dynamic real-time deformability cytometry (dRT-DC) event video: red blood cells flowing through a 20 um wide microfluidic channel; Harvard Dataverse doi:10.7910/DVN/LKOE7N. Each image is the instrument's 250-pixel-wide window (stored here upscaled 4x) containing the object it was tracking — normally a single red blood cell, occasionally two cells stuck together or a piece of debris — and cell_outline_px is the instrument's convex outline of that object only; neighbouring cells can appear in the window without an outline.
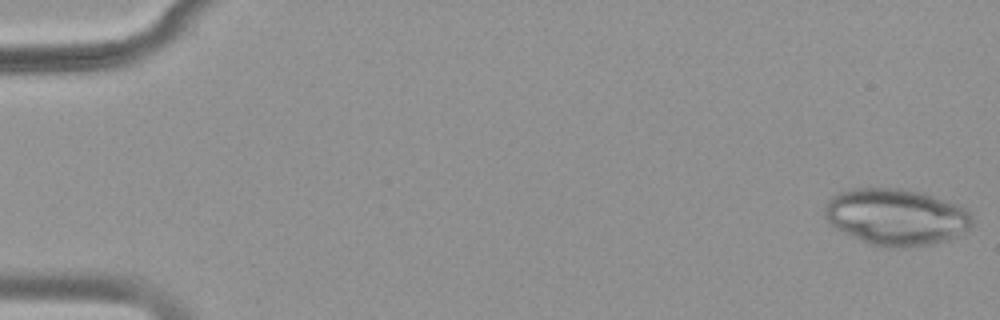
{"species": "common noctule bat (a hibernating species)", "species_latin": "Nyctalus noctula", "temperature_condition": "warm", "stored_images_in_passage": 51, "camera_frame_rate_fps": 3000, "um_per_image_px": 0.085, "animal": {"sex": "female", "body_mass_g": 18.4}, "frame": {"image": 1, "passage_image": 1, "time_ms": 0.0, "image_size_px": [1000, 320], "cell_outline_px": [[972, 228], [948, 240], [932, 244], [904, 248], [876, 248], [836, 228], [824, 216], [824, 204], [832, 196], [840, 192], [856, 188], [900, 188], [924, 192], [956, 204], [964, 208], [972, 216]], "centroid_in_image_um": [76.18, 18.45], "position_along_channel_um": 8.8, "area_um2": 49.13}}